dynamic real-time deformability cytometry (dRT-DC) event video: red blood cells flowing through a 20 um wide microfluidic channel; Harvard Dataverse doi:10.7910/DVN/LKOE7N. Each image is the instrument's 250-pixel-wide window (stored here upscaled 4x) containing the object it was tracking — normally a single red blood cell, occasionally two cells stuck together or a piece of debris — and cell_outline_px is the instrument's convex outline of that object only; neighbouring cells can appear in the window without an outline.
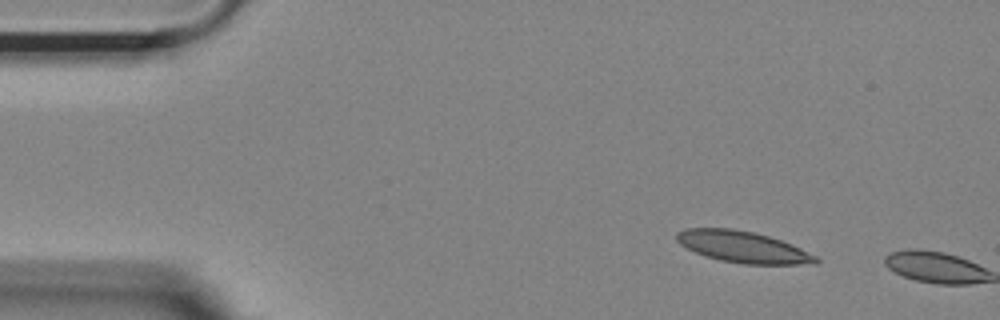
{"species": "Egyptian fruit bat (a non-hibernating species)", "species_latin": "Rousettus aegyptiacus", "temperature_condition": "room temperature", "stored_images_in_passage": 2, "camera_frame_rate_fps": 3000, "um_per_image_px": 0.085, "animal": {"sex": "female"}, "frame": {"image": 1, "passage_image": 1, "time_ms": 0.0, "image_size_px": [1000, 320], "cell_outline_px": [[820, 260], [816, 264], [744, 264], [720, 260], [704, 256], [680, 244], [676, 240], [676, 232], [684, 228], [732, 228], [752, 232], [768, 236], [792, 244], [816, 256]], "centroid_in_image_um": [63.13, 20.99], "position_along_channel_um": 21.9, "area_um2": 25.43}}